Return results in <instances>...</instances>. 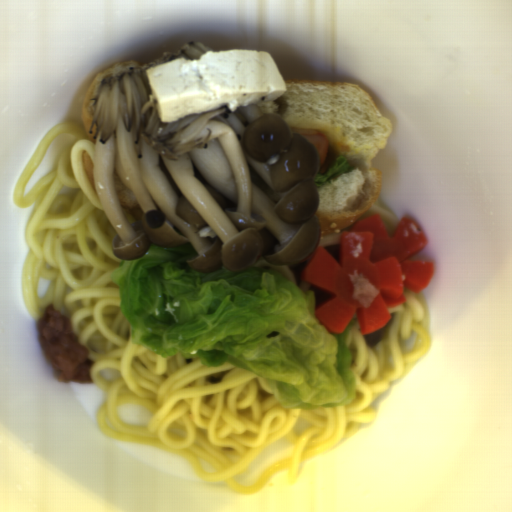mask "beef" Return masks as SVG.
<instances>
[{
    "label": "beef",
    "instance_id": "obj_1",
    "mask_svg": "<svg viewBox=\"0 0 512 512\" xmlns=\"http://www.w3.org/2000/svg\"><path fill=\"white\" fill-rule=\"evenodd\" d=\"M36 330L40 349L61 384L92 385L89 350L74 336L67 316L49 305L37 319Z\"/></svg>",
    "mask_w": 512,
    "mask_h": 512
},
{
    "label": "beef",
    "instance_id": "obj_2",
    "mask_svg": "<svg viewBox=\"0 0 512 512\" xmlns=\"http://www.w3.org/2000/svg\"><path fill=\"white\" fill-rule=\"evenodd\" d=\"M350 280L353 284L352 297L357 299L363 308H368L379 293L377 287L367 280L363 274L359 273L358 270H354Z\"/></svg>",
    "mask_w": 512,
    "mask_h": 512
}]
</instances>
